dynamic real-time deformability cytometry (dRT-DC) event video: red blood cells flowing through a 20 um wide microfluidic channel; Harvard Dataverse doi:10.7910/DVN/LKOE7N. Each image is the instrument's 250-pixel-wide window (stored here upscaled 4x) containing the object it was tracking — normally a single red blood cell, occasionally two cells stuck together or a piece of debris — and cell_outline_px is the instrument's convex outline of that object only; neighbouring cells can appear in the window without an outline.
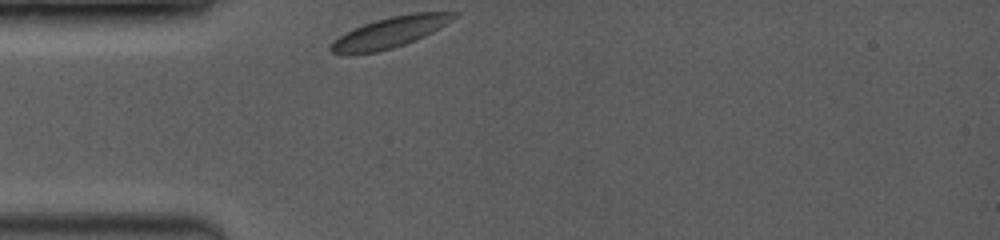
{"species": "common noctule bat (a hibernating species)", "species_latin": "Nyctalus noctula", "temperature_condition": "room temperature", "stored_images_in_passage": 35, "camera_frame_rate_fps": 3500, "um_per_image_px": 0.085, "animal": {"sex": "female", "body_mass_g": 19.0, "forearm_length_mm": 53.3}, "frame": {"image": 1, "passage_image": 1, "time_ms": 0.0, "image_size_px": [1000, 240], "cell_outline_px": [[460, 12], [452, 20], [432, 32], [424, 36], [404, 44], [392, 48], [376, 52], [352, 56], [344, 56], [328, 52], [328, 44], [344, 32], [364, 24], [376, 20], [392, 16], [412, 12]], "centroid_in_image_um": [33.02, 2.79], "position_along_channel_um": 52.0, "area_um2": 22.43}}
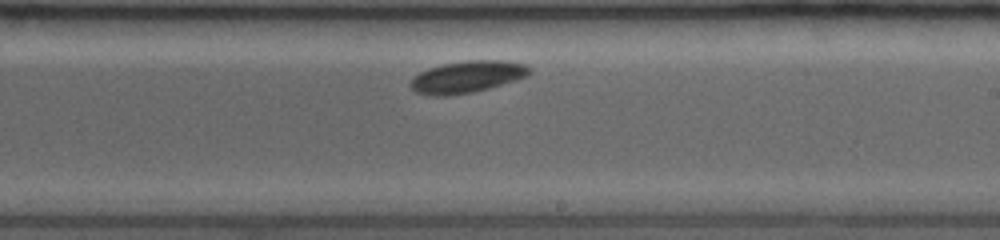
{"frame": {"image": 2, "passage_image": 20, "time_ms": 5.429, "image_size_px": [1000, 240], "cell_outline_px": [[532, 68], [528, 76], [516, 80], [488, 88], [472, 92], [448, 96], [432, 96], [416, 92], [408, 84], [412, 76], [428, 68], [440, 64], [464, 60], [504, 60], [524, 64]], "centroid_in_image_um": [39.67, 6.52], "position_along_channel_um": 249.3, "area_um2": 22.37}}
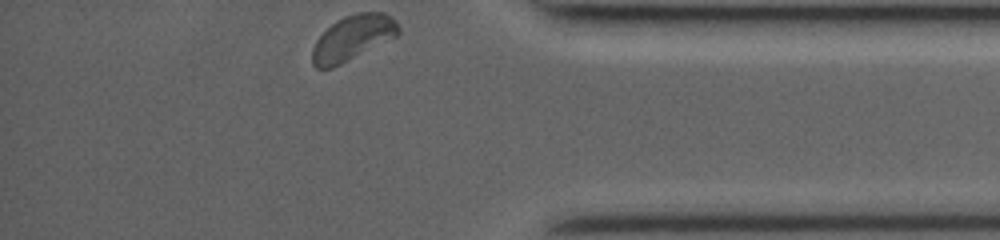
{"frame": {"image": 3, "passage_image": 35, "time_ms": 9.714, "image_size_px": [1000, 240], "cell_outline_px": [[400, 32], [396, 36], [332, 68], [316, 68], [312, 64], [312, 48], [316, 40], [336, 20], [344, 16], [356, 12], [384, 12], [392, 16], [396, 20], [400, 28]], "centroid_in_image_um": [29.98, 3.19], "position_along_channel_um": 405.2, "area_um2": 22.48}, "authors_computed_cell_mechanics": {"area_um2": 21.9062, "velocity_mm_per_s": 3.8234, "shape_relaxation_time_tau1_ms": 0.8805, "shape_relaxation_time_tau2_ms": null, "deformation_change_tau1": 0.0513, "deformation_change_tau2": null}}